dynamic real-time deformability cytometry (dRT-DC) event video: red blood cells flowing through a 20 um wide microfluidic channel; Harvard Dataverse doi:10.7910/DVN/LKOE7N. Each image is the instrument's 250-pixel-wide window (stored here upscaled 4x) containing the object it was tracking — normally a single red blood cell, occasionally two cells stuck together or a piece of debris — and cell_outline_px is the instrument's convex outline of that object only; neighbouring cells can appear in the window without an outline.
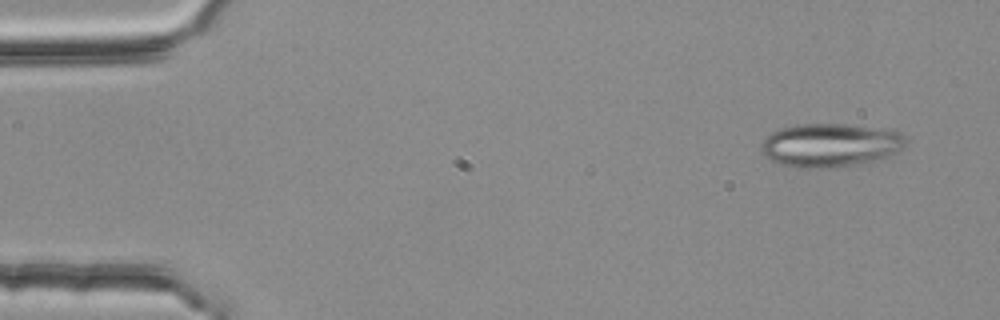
{"species": "common noctule bat (a hibernating species)", "species_latin": "Nyctalus noctula", "temperature_condition": "room temperature", "stored_images_in_passage": 5, "segment_of_instrument_passage": [1, 2], "camera_frame_rate_fps": 3000, "um_per_image_px": 0.085, "animal": {"sex": "female", "body_mass_g": 25.1}, "frame": {"image": 1, "passage_image": 1, "time_ms": 0.0, "image_size_px": [1000, 320], "cell_outline_px": [[908, 140], [896, 152], [888, 156], [872, 160], [852, 164], [820, 168], [800, 168], [780, 164], [764, 156], [760, 152], [760, 144], [772, 132], [780, 128], [800, 124], [844, 124], [896, 132], [904, 136]], "centroid_in_image_um": [70.47, 12.34], "position_along_channel_um": 14.5, "area_um2": 35.89}}